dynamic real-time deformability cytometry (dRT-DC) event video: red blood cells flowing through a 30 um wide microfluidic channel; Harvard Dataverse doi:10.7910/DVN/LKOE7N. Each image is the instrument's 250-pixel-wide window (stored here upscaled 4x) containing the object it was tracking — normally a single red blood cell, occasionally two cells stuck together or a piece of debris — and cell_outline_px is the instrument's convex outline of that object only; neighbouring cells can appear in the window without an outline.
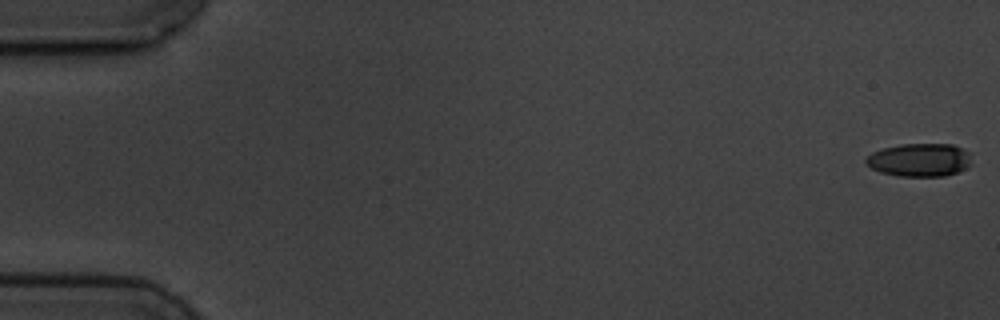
{"species": "common noctule bat (a hibernating species)", "species_latin": "Nyctalus noctula", "temperature_condition": "cold", "stored_images_in_passage": 4, "camera_frame_rate_fps": 3000, "um_per_image_px": 0.085, "animal": {"sex": "male", "body_mass_g": 19.5, "forearm_length_mm": 54.6}, "frame": {"image": 1, "passage_image": 1, "time_ms": 0.0, "image_size_px": [1000, 320], "cell_outline_px": [[972, 164], [956, 172], [944, 176], [900, 176], [880, 172], [864, 164], [864, 160], [872, 152], [884, 148], [900, 144], [952, 144], [968, 152]], "centroid_in_image_um": [78.13, 13.59], "position_along_channel_um": 6.9, "area_um2": 20.35}}